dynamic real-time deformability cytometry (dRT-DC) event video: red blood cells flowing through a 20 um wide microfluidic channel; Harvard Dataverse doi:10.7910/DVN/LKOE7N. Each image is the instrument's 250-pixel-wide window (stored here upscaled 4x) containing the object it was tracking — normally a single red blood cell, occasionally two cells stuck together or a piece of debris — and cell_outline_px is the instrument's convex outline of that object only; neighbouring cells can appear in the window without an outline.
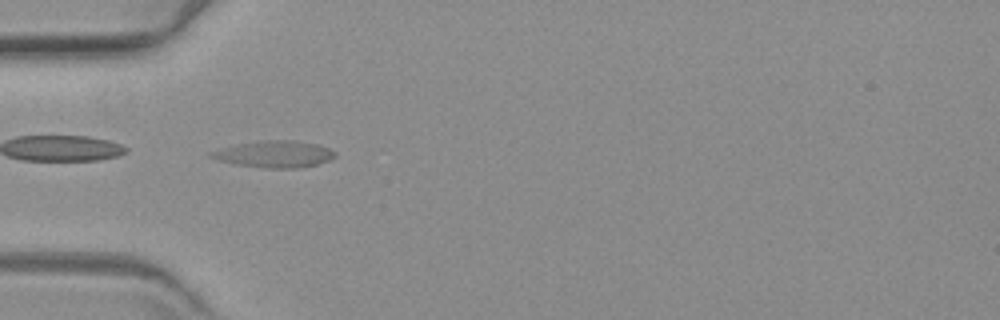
{"species": "common noctule bat (a hibernating species)", "species_latin": "Nyctalus noctula", "temperature_condition": "warm", "stored_images_in_passage": 42, "camera_frame_rate_fps": 3000, "um_per_image_px": 0.085, "animal": {"sex": "female", "body_mass_g": 19.3, "forearm_length_mm": 54.1}, "frame": {"image": 1, "passage_image": 1, "time_ms": 0.0, "image_size_px": [1000, 320], "cell_outline_px": [[336, 156], [328, 160], [316, 164], [300, 168], [268, 168], [236, 164], [220, 160], [208, 156], [208, 152], [240, 144], [268, 140], [296, 140], [316, 144], [328, 148], [336, 152]], "centroid_in_image_um": [23.36, 13.1], "position_along_channel_um": 61.6, "area_um2": 18.9}}
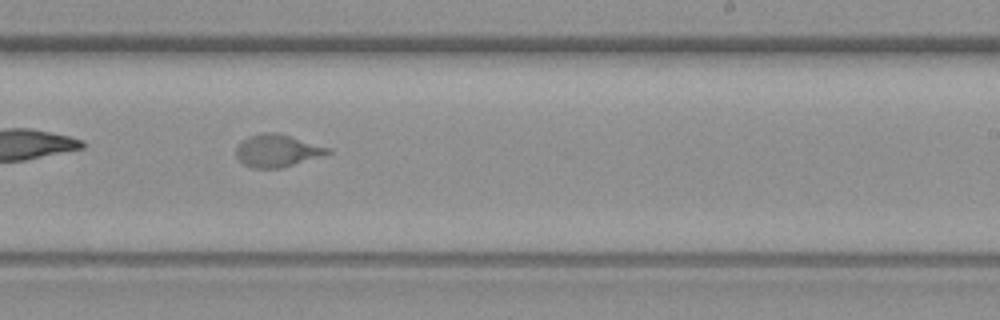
{"frame": {"image": 2, "passage_image": 19, "time_ms": 6.0, "image_size_px": [1000, 320], "cell_outline_px": [[332, 152], [280, 168], [252, 168], [244, 164], [236, 156], [236, 148], [248, 136], [264, 132], [276, 132], [332, 148]], "centroid_in_image_um": [23.55, 12.8], "position_along_channel_um": 265.4, "area_um2": 17.05}}
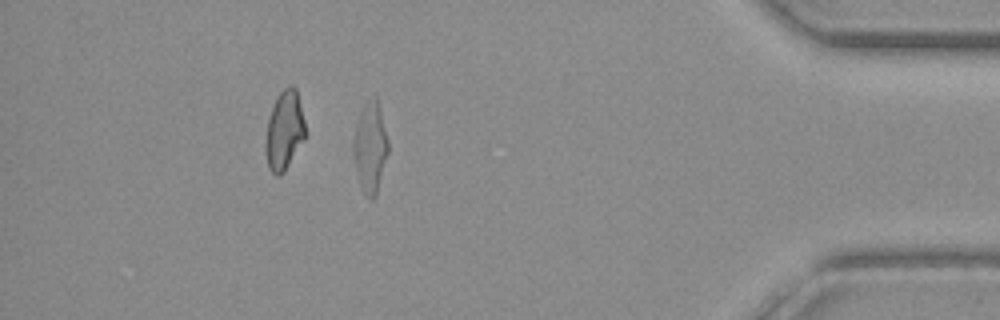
{"frame": {"image": 3, "passage_image": 35, "time_ms": 11.333, "image_size_px": [1000, 320], "cell_outline_px": [[388, 152], [376, 196], [372, 200], [368, 200], [360, 184], [356, 172], [352, 152], [352, 144], [356, 124], [360, 112], [364, 104], [376, 96], [388, 140]], "centroid_in_image_um": [31.45, 12.57], "position_along_channel_um": 403.7, "area_um2": 18.21}}